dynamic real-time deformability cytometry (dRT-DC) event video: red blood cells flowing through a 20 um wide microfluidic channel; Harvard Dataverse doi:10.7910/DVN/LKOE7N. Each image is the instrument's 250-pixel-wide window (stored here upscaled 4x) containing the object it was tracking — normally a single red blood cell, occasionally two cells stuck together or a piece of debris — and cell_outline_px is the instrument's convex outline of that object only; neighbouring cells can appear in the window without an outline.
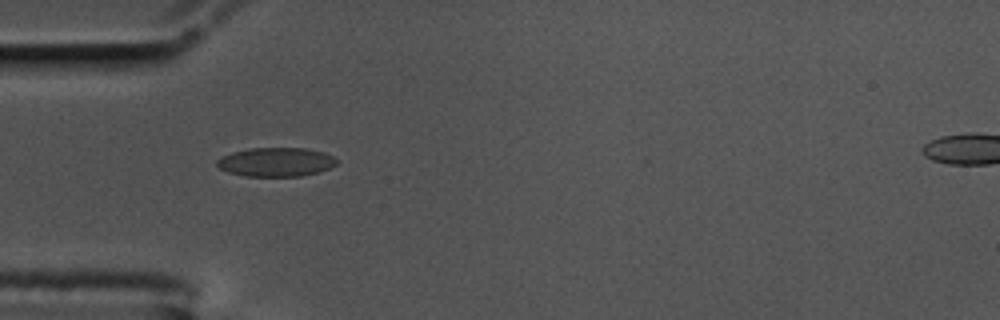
{"species": "common noctule bat (a hibernating species)", "species_latin": "Nyctalus noctula", "temperature_condition": "cold", "stored_images_in_passage": 41, "camera_frame_rate_fps": 3000, "um_per_image_px": 0.085, "animal": {"sex": "male", "body_mass_g": 17.5, "forearm_length_mm": 52.3}, "frame": {"image": 1, "passage_image": 1, "time_ms": 0.0, "image_size_px": [1000, 320], "cell_outline_px": [[340, 160], [336, 164], [328, 168], [316, 172], [300, 176], [244, 176], [228, 172], [220, 168], [216, 164], [216, 160], [232, 152], [252, 148], [304, 148], [324, 152]], "centroid_in_image_um": [23.46, 13.77], "position_along_channel_um": 61.5, "area_um2": 20.06}}
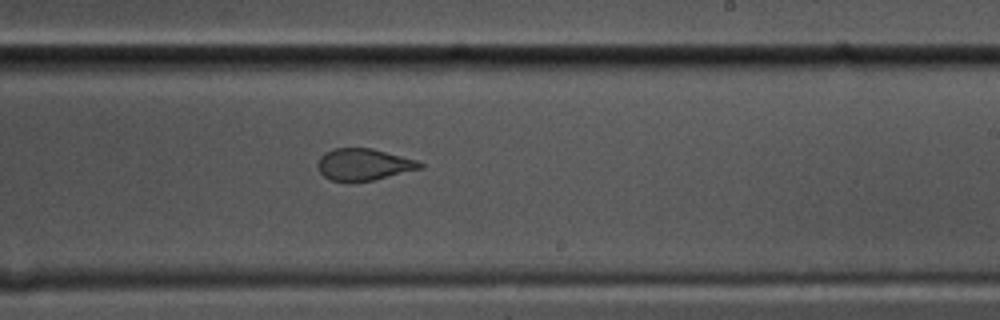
{"frame": {"image": 2, "passage_image": 18, "time_ms": 5.667, "image_size_px": [1000, 320], "cell_outline_px": [[424, 168], [372, 180], [348, 184], [332, 180], [324, 176], [320, 172], [316, 164], [320, 156], [324, 152], [336, 148], [372, 148], [416, 160], [424, 164]], "centroid_in_image_um": [30.88, 14.0], "position_along_channel_um": 258.1, "area_um2": 19.25}}
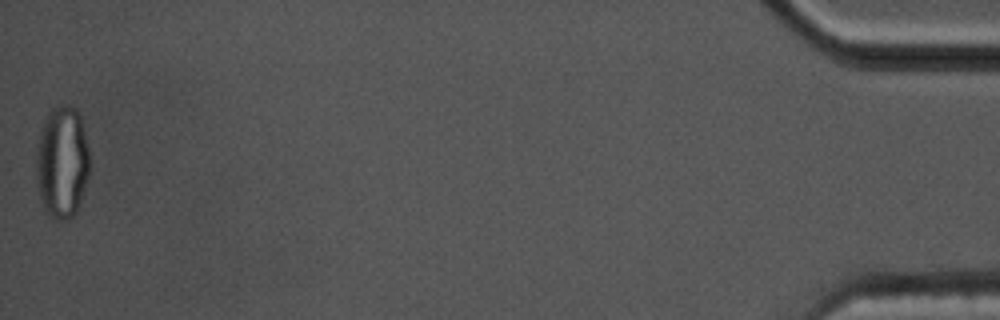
{"frame": {"image": 3, "passage_image": 41, "time_ms": 13.333, "image_size_px": [1000, 320], "cell_outline_px": [[88, 176], [76, 212], [72, 216], [64, 220], [56, 220], [48, 216], [44, 212], [36, 180], [36, 152], [40, 132], [48, 112], [52, 108], [64, 104], [68, 104], [76, 108], [80, 116], [88, 148]], "centroid_in_image_um": [5.25, 13.79], "position_along_channel_um": 429.9, "area_um2": 34.91}, "authors_computed_cell_mechanics": {"area_um2": 20.1144, "velocity_mm_per_s": 3.4943, "shape_relaxation_time_tau1_ms": null, "shape_relaxation_time_tau2_ms": 1.1686, "deformation_change_tau1": null, "deformation_change_tau2": 0.0767}}